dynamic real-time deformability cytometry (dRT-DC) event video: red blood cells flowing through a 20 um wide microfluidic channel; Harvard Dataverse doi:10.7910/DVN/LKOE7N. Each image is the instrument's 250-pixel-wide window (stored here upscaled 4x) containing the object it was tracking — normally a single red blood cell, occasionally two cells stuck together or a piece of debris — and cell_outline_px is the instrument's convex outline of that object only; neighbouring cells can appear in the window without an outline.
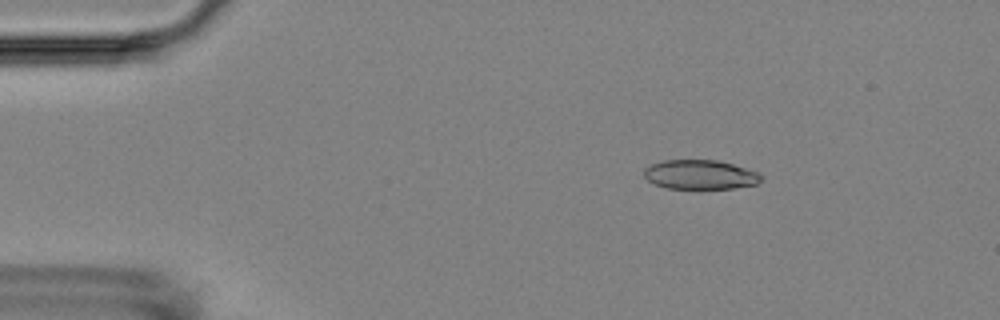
{"species": "Egyptian fruit bat (a non-hibernating species)", "species_latin": "Rousettus aegyptiacus", "temperature_condition": "room temperature", "stored_images_in_passage": 4, "camera_frame_rate_fps": 3000, "um_per_image_px": 0.085, "animal": {"sex": "female"}, "frame": {"image": 1, "passage_image": 2, "time_ms": 1.0, "image_size_px": [1000, 320], "cell_outline_px": [[764, 176], [756, 184], [732, 188], [668, 188], [652, 184], [644, 176], [644, 168], [652, 164], [664, 160], [716, 160], [732, 164], [760, 172]], "centroid_in_image_um": [59.51, 14.84], "position_along_channel_um": 25.5, "area_um2": 20.0}}